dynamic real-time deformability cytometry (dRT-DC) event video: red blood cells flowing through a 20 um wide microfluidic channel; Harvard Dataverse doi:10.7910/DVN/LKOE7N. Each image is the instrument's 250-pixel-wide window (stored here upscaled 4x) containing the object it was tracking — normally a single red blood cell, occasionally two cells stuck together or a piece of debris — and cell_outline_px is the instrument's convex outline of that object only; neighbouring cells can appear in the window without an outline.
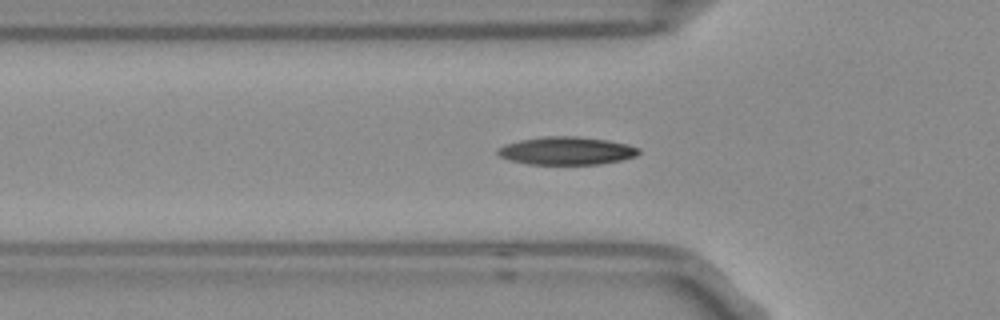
{"species": "Egyptian fruit bat (a non-hibernating species)", "species_latin": "Rousettus aegyptiacus", "temperature_condition": "room temperature", "stored_images_in_passage": 50, "camera_frame_rate_fps": 3000, "um_per_image_px": 0.085, "frame": {"image": 1, "passage_image": 17, "time_ms": 5.333, "image_size_px": [1000, 320], "cell_outline_px": [[640, 152], [636, 156], [620, 160], [600, 164], [528, 164], [508, 160], [500, 156], [496, 152], [496, 148], [504, 144], [520, 140], [544, 136], [576, 136], [608, 140], [628, 144], [640, 148]], "centroid_in_image_um": [48.13, 12.81], "position_along_channel_um": 77.7, "area_um2": 23.12}}
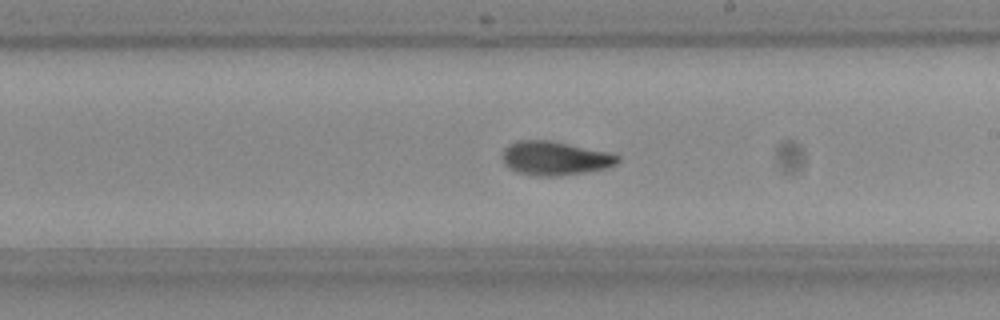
{"frame": {"image": 2, "passage_image": 30, "time_ms": 9.667, "image_size_px": [1000, 320], "cell_outline_px": [[620, 160], [616, 164], [604, 168], [584, 172], [560, 176], [536, 176], [516, 172], [508, 168], [504, 164], [504, 148], [516, 140], [548, 140], [568, 144], [604, 152], [620, 156]], "centroid_in_image_um": [47.12, 13.46], "position_along_channel_um": 241.9, "area_um2": 22.43}}
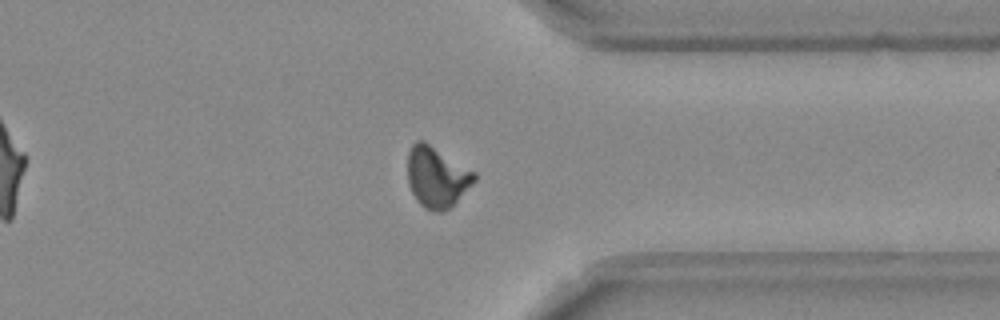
{"frame": {"image": 3, "passage_image": 41, "time_ms": 13.333, "image_size_px": [1000, 320], "cell_outline_px": [[476, 180], [452, 208], [444, 212], [432, 212], [424, 208], [416, 200], [408, 184], [408, 152], [412, 144], [416, 140], [424, 140], [476, 172]], "centroid_in_image_um": [37.14, 15.07], "position_along_channel_um": 374.3, "area_um2": 24.1}, "authors_computed_cell_mechanics": {"area_um2": 21.9351, "velocity_mm_per_s": 3.7705, "shape_relaxation_time_tau1_ms": 5.1927, "shape_relaxation_time_tau2_ms": 3.4368, "deformation_change_tau1": 0.1704, "deformation_change_tau2": 0.0898}}